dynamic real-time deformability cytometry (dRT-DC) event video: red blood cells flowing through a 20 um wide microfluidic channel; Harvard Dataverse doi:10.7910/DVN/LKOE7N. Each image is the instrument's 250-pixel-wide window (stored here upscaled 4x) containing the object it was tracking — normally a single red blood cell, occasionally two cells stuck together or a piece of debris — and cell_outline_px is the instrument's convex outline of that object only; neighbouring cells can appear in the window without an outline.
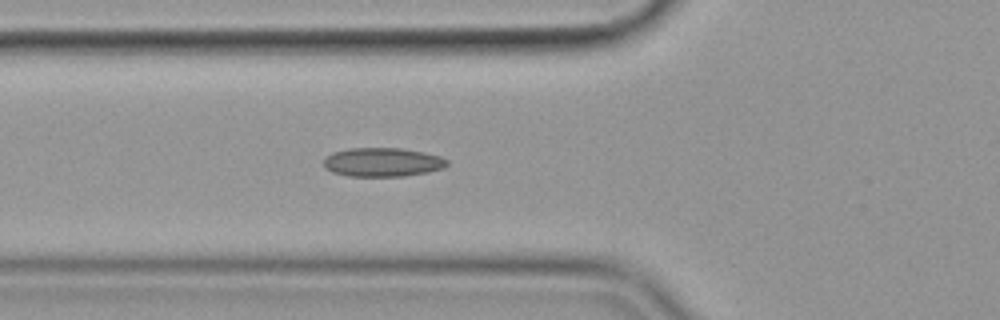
{"species": "common noctule bat (a hibernating species)", "species_latin": "Nyctalus noctula", "temperature_condition": "cold", "stored_images_in_passage": 33, "camera_frame_rate_fps": 3000, "um_per_image_px": 0.085, "animal": {"sex": "female", "body_mass_g": 19.9}, "frame": {"image": 1, "passage_image": 3, "time_ms": 0.667, "image_size_px": [1000, 320], "cell_outline_px": [[448, 164], [444, 168], [428, 172], [404, 176], [348, 176], [332, 172], [324, 168], [324, 160], [332, 152], [348, 148], [400, 148], [424, 152], [440, 156], [448, 160]], "centroid_in_image_um": [32.52, 13.78], "position_along_channel_um": 93.3, "area_um2": 20.87}}
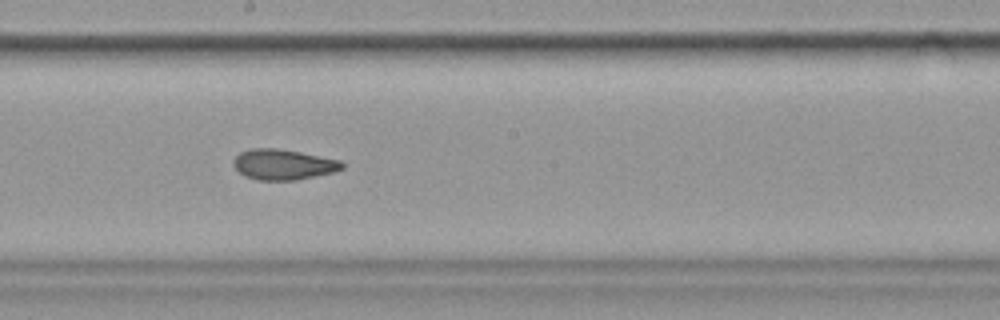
{"frame": {"image": 2, "passage_image": 14, "time_ms": 4.333, "image_size_px": [1000, 320], "cell_outline_px": [[344, 168], [332, 172], [296, 180], [260, 180], [244, 176], [232, 164], [232, 160], [240, 152], [252, 148], [276, 148], [300, 152], [340, 160], [344, 164]], "centroid_in_image_um": [24.05, 13.97], "position_along_channel_um": 224.1, "area_um2": 19.19}}
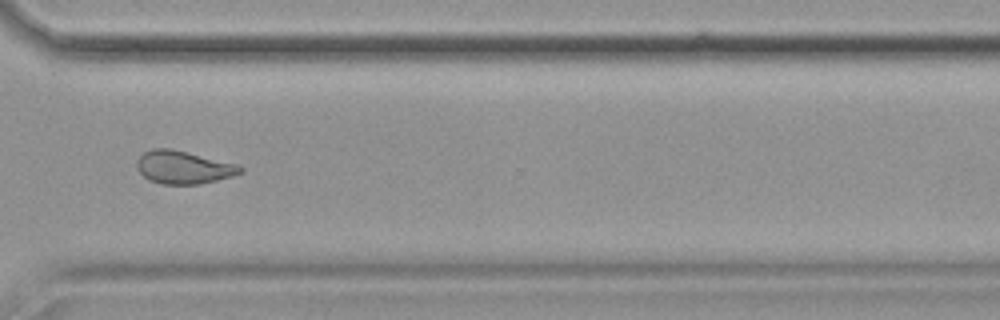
{"frame": {"image": 3, "passage_image": 25, "time_ms": 8.0, "image_size_px": [1000, 320], "cell_outline_px": [[244, 172], [232, 176], [200, 184], [160, 184], [148, 180], [136, 168], [136, 160], [144, 152], [152, 148], [172, 148], [236, 164], [244, 168]], "centroid_in_image_um": [15.57, 14.22], "position_along_channel_um": 355.0, "area_um2": 19.94}, "authors_computed_cell_mechanics": {"area_um2": 19.5364, "velocity_mm_per_s": 3.5655, "shape_relaxation_time_tau1_ms": null, "shape_relaxation_time_tau2_ms": 2.3985, "deformation_change_tau1": null, "deformation_change_tau2": 0.0789}}